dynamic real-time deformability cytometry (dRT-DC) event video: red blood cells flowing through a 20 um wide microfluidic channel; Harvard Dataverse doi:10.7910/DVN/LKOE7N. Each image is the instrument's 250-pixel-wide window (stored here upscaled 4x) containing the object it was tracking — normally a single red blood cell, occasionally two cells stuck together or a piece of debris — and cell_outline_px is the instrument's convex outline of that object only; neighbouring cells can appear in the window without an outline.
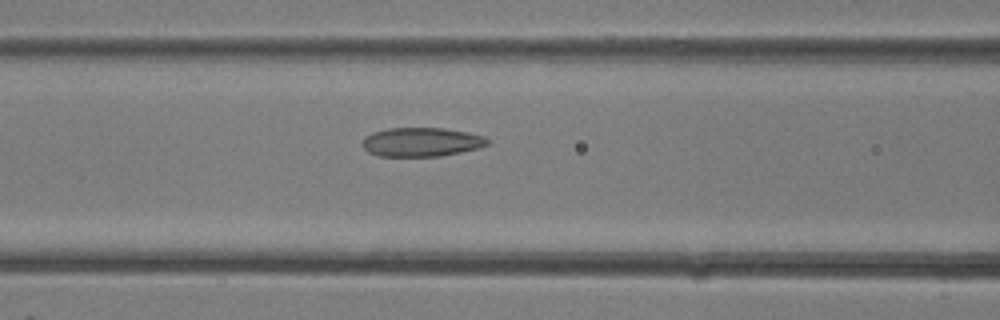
{"species": "common noctule bat (a hibernating species)", "species_latin": "Nyctalus noctula", "temperature_condition": "room temperature", "stored_images_in_passage": 32, "camera_frame_rate_fps": 3000, "um_per_image_px": 0.085, "animal": {"sex": "female"}, "frame": {"image": 1, "passage_image": 13, "time_ms": 4.0, "image_size_px": [1000, 320], "cell_outline_px": [[492, 140], [488, 144], [480, 148], [440, 156], [376, 156], [368, 152], [360, 144], [364, 136], [372, 132], [388, 128], [444, 128], [468, 132], [484, 136]], "centroid_in_image_um": [35.81, 12.07], "position_along_channel_um": 130.8, "area_um2": 21.44}}
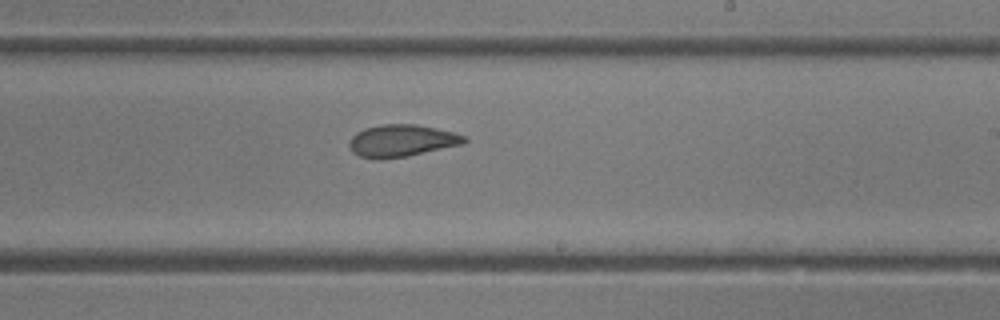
{"frame": {"image": 2, "passage_image": 19, "time_ms": 6.0, "image_size_px": [1000, 320], "cell_outline_px": [[468, 140], [464, 144], [408, 156], [380, 160], [360, 156], [352, 152], [348, 144], [352, 136], [356, 132], [364, 128], [380, 124], [416, 124], [436, 128], [452, 132], [464, 136]], "centroid_in_image_um": [34.12, 11.96], "position_along_channel_um": 254.9, "area_um2": 21.68}}
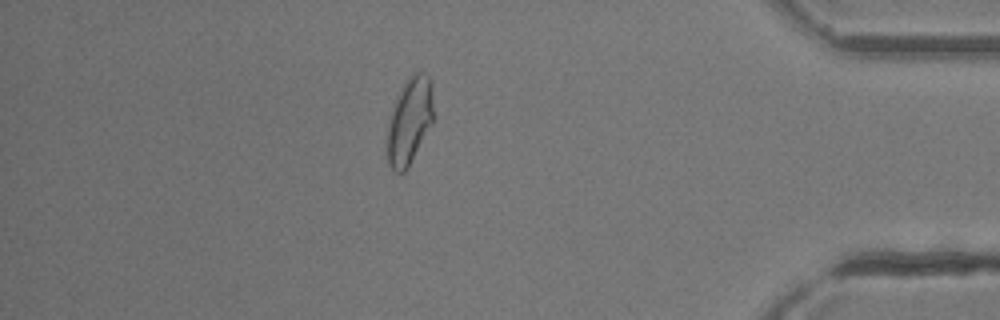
{"frame": {"image": 3, "passage_image": 28, "time_ms": 9.0, "image_size_px": [1000, 320], "cell_outline_px": [[432, 124], [404, 172], [396, 172], [388, 164], [384, 140], [392, 108], [408, 76], [412, 72], [424, 72], [432, 80]], "centroid_in_image_um": [34.77, 10.27], "position_along_channel_um": 400.4, "area_um2": 23.41}}